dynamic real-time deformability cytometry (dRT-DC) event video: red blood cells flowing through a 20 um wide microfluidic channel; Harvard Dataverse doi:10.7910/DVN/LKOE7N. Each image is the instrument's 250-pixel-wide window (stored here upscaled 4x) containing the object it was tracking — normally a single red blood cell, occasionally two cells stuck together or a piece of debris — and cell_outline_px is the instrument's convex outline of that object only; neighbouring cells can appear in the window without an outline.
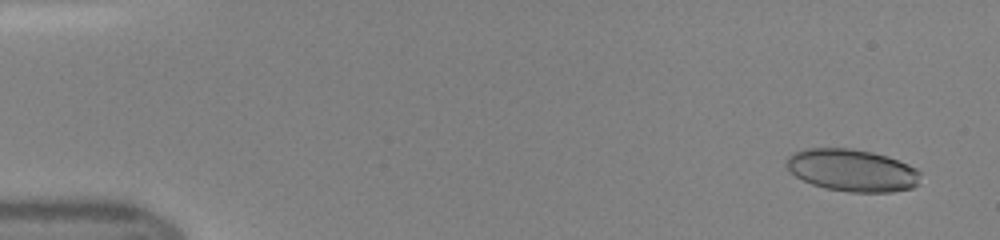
{"species": "human", "species_latin": "Homo sapiens", "temperature_condition": "room temperature", "stored_images_in_passage": 40, "camera_frame_rate_fps": 3000, "um_per_image_px": 0.085, "donor": {"sex": "female"}, "frame": {"image": 1, "passage_image": 1, "time_ms": 0.0, "image_size_px": [1000, 240], "cell_outline_px": [[920, 184], [912, 188], [892, 192], [848, 192], [824, 188], [812, 184], [796, 176], [784, 164], [788, 156], [792, 152], [804, 148], [852, 148], [872, 152], [888, 156], [908, 164], [916, 168], [920, 172]], "centroid_in_image_um": [72.44, 14.47], "position_along_channel_um": 12.6, "area_um2": 33.35}}
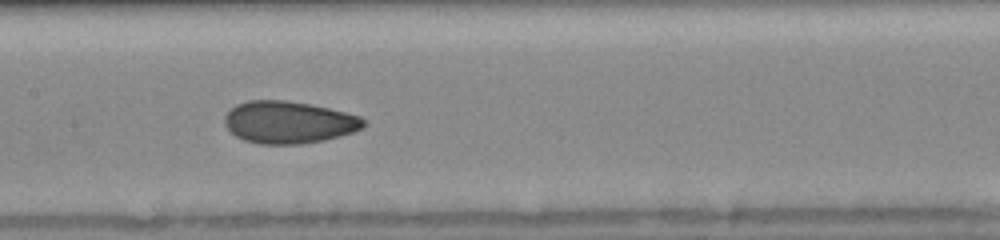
{"frame": {"image": 2, "passage_image": 22, "time_ms": 7.0, "image_size_px": [1000, 240], "cell_outline_px": [[368, 124], [364, 128], [340, 136], [324, 140], [300, 144], [260, 144], [244, 140], [236, 136], [224, 124], [224, 116], [236, 104], [248, 100], [284, 100], [308, 104], [328, 108], [360, 116]], "centroid_in_image_um": [24.54, 10.39], "position_along_channel_um": 182.9, "area_um2": 34.16}}
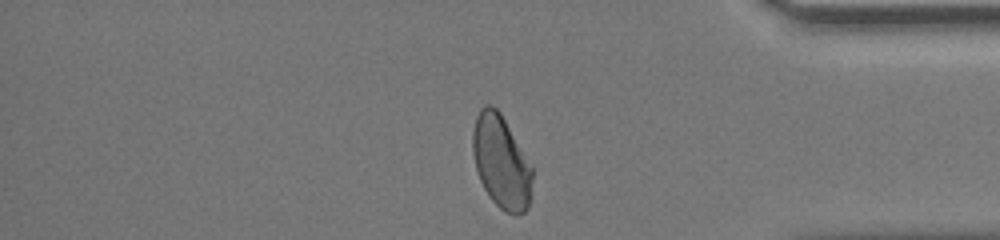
{"frame": {"image": 3, "passage_image": 38, "time_ms": 12.333, "image_size_px": [1000, 240], "cell_outline_px": [[532, 176], [528, 208], [524, 212], [516, 216], [504, 212], [492, 200], [484, 188], [480, 180], [476, 168], [472, 152], [472, 132], [476, 116], [480, 108], [484, 104], [492, 104], [500, 112], [532, 168]], "centroid_in_image_um": [42.57, 13.76], "position_along_channel_um": 392.6, "area_um2": 32.08}}